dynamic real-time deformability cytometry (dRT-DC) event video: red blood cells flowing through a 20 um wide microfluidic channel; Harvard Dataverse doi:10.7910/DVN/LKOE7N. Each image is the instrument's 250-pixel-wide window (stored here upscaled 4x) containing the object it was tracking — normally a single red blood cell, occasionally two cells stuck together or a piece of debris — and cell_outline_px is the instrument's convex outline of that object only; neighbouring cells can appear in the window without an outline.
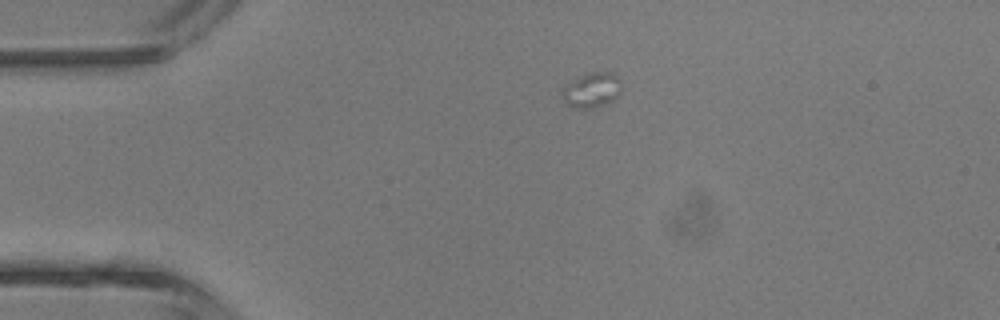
{"species": "common noctule bat (a hibernating species)", "species_latin": "Nyctalus noctula", "temperature_condition": "room temperature", "stored_images_in_passage": 2, "camera_frame_rate_fps": 3000, "um_per_image_px": 0.085, "animal": {"sex": "male", "body_mass_g": 13.3}, "frame": {"image": 1, "passage_image": 1, "time_ms": 0.0, "image_size_px": [1000, 320], "cell_outline_px": [[620, 92], [612, 100], [604, 104], [592, 108], [576, 108], [568, 104], [564, 100], [564, 88], [572, 80], [588, 72], [612, 72], [616, 76], [620, 88]], "centroid_in_image_um": [50.3, 7.64], "position_along_channel_um": 34.7, "area_um2": 11.56}}